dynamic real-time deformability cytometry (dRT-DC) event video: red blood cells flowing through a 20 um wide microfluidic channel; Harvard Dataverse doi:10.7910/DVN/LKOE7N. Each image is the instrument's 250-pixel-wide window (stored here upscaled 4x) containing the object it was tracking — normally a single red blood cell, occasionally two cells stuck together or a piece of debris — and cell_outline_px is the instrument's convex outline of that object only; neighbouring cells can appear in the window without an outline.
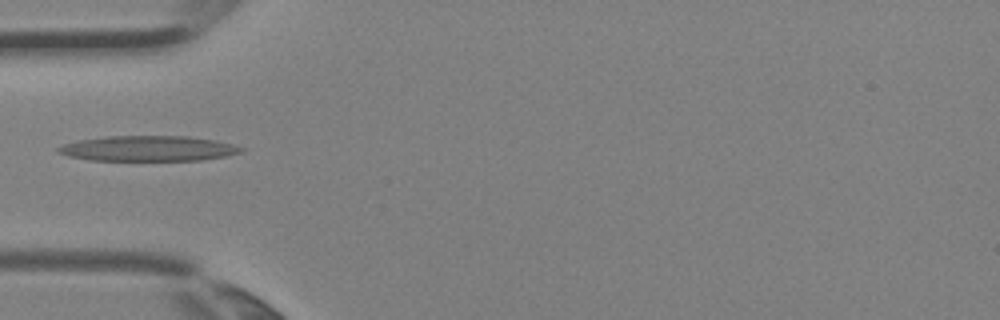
{"species": "Egyptian fruit bat (a non-hibernating species)", "species_latin": "Rousettus aegyptiacus", "temperature_condition": "room temperature", "stored_images_in_passage": 1, "camera_frame_rate_fps": 3000, "um_per_image_px": 0.085, "animal": {"sex": "female"}, "frame": {"image": 1, "passage_image": 1, "time_ms": 0.0, "image_size_px": [1000, 320], "cell_outline_px": [[244, 148], [240, 152], [224, 156], [200, 160], [88, 160], [68, 156], [56, 152], [56, 148], [64, 144], [80, 140], [108, 136], [188, 136], [216, 140], [232, 144]], "centroid_in_image_um": [12.56, 12.62], "position_along_channel_um": 72.4, "area_um2": 26.82}}